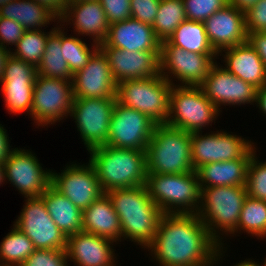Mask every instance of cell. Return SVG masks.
Instances as JSON below:
<instances>
[{
    "label": "cell",
    "mask_w": 266,
    "mask_h": 266,
    "mask_svg": "<svg viewBox=\"0 0 266 266\" xmlns=\"http://www.w3.org/2000/svg\"><path fill=\"white\" fill-rule=\"evenodd\" d=\"M148 248L162 266H213L221 247L196 213H173L161 216Z\"/></svg>",
    "instance_id": "6da1fadb"
},
{
    "label": "cell",
    "mask_w": 266,
    "mask_h": 266,
    "mask_svg": "<svg viewBox=\"0 0 266 266\" xmlns=\"http://www.w3.org/2000/svg\"><path fill=\"white\" fill-rule=\"evenodd\" d=\"M121 223V236L148 247L156 235L163 212L139 185L106 192Z\"/></svg>",
    "instance_id": "7a4b0ae2"
},
{
    "label": "cell",
    "mask_w": 266,
    "mask_h": 266,
    "mask_svg": "<svg viewBox=\"0 0 266 266\" xmlns=\"http://www.w3.org/2000/svg\"><path fill=\"white\" fill-rule=\"evenodd\" d=\"M90 152L103 192L145 185L147 175L146 151L115 148L108 145L95 147Z\"/></svg>",
    "instance_id": "3957f363"
},
{
    "label": "cell",
    "mask_w": 266,
    "mask_h": 266,
    "mask_svg": "<svg viewBox=\"0 0 266 266\" xmlns=\"http://www.w3.org/2000/svg\"><path fill=\"white\" fill-rule=\"evenodd\" d=\"M147 173L181 174L194 171L191 133L168 124H156L146 149Z\"/></svg>",
    "instance_id": "277c9868"
},
{
    "label": "cell",
    "mask_w": 266,
    "mask_h": 266,
    "mask_svg": "<svg viewBox=\"0 0 266 266\" xmlns=\"http://www.w3.org/2000/svg\"><path fill=\"white\" fill-rule=\"evenodd\" d=\"M144 186L163 214H194L198 210L200 187L196 171L181 174L147 173Z\"/></svg>",
    "instance_id": "5b68a950"
},
{
    "label": "cell",
    "mask_w": 266,
    "mask_h": 266,
    "mask_svg": "<svg viewBox=\"0 0 266 266\" xmlns=\"http://www.w3.org/2000/svg\"><path fill=\"white\" fill-rule=\"evenodd\" d=\"M246 197V186L200 188V205L202 207L198 208L196 214L207 227L210 236L219 245L222 244L219 243L220 236L216 235L218 231L214 228H221V231L224 230L230 234L237 232L240 212Z\"/></svg>",
    "instance_id": "8992f818"
},
{
    "label": "cell",
    "mask_w": 266,
    "mask_h": 266,
    "mask_svg": "<svg viewBox=\"0 0 266 266\" xmlns=\"http://www.w3.org/2000/svg\"><path fill=\"white\" fill-rule=\"evenodd\" d=\"M172 84L160 73L145 79L117 83L116 100L146 114L156 124H166Z\"/></svg>",
    "instance_id": "52a82bcc"
},
{
    "label": "cell",
    "mask_w": 266,
    "mask_h": 266,
    "mask_svg": "<svg viewBox=\"0 0 266 266\" xmlns=\"http://www.w3.org/2000/svg\"><path fill=\"white\" fill-rule=\"evenodd\" d=\"M218 112L200 86H171L166 124L188 133L200 132Z\"/></svg>",
    "instance_id": "ba28073f"
},
{
    "label": "cell",
    "mask_w": 266,
    "mask_h": 266,
    "mask_svg": "<svg viewBox=\"0 0 266 266\" xmlns=\"http://www.w3.org/2000/svg\"><path fill=\"white\" fill-rule=\"evenodd\" d=\"M156 123L146 114L124 106L116 100L106 145L115 148L146 151Z\"/></svg>",
    "instance_id": "9c48e42d"
},
{
    "label": "cell",
    "mask_w": 266,
    "mask_h": 266,
    "mask_svg": "<svg viewBox=\"0 0 266 266\" xmlns=\"http://www.w3.org/2000/svg\"><path fill=\"white\" fill-rule=\"evenodd\" d=\"M73 99L72 81L37 75L33 87L31 115L41 125L55 123L71 112Z\"/></svg>",
    "instance_id": "30bf717a"
},
{
    "label": "cell",
    "mask_w": 266,
    "mask_h": 266,
    "mask_svg": "<svg viewBox=\"0 0 266 266\" xmlns=\"http://www.w3.org/2000/svg\"><path fill=\"white\" fill-rule=\"evenodd\" d=\"M116 98H74L71 116L87 147L91 150L104 146L108 140V130Z\"/></svg>",
    "instance_id": "8fae6325"
},
{
    "label": "cell",
    "mask_w": 266,
    "mask_h": 266,
    "mask_svg": "<svg viewBox=\"0 0 266 266\" xmlns=\"http://www.w3.org/2000/svg\"><path fill=\"white\" fill-rule=\"evenodd\" d=\"M191 133V160L194 171L200 166L213 163L251 157L255 152L251 141L227 132L209 135Z\"/></svg>",
    "instance_id": "7c38bea8"
},
{
    "label": "cell",
    "mask_w": 266,
    "mask_h": 266,
    "mask_svg": "<svg viewBox=\"0 0 266 266\" xmlns=\"http://www.w3.org/2000/svg\"><path fill=\"white\" fill-rule=\"evenodd\" d=\"M218 54H198L173 46L168 40L161 43L160 74L174 85L166 73H172L183 86H200L214 65ZM214 57V58H213ZM168 70V72H164Z\"/></svg>",
    "instance_id": "4fadbf2b"
},
{
    "label": "cell",
    "mask_w": 266,
    "mask_h": 266,
    "mask_svg": "<svg viewBox=\"0 0 266 266\" xmlns=\"http://www.w3.org/2000/svg\"><path fill=\"white\" fill-rule=\"evenodd\" d=\"M33 243L35 249H66L67 237L54 223L43 198H27L15 224Z\"/></svg>",
    "instance_id": "5bb4252c"
},
{
    "label": "cell",
    "mask_w": 266,
    "mask_h": 266,
    "mask_svg": "<svg viewBox=\"0 0 266 266\" xmlns=\"http://www.w3.org/2000/svg\"><path fill=\"white\" fill-rule=\"evenodd\" d=\"M3 165L5 178L26 198L42 196L51 185V171L43 170L31 151L15 148Z\"/></svg>",
    "instance_id": "9a60e30c"
},
{
    "label": "cell",
    "mask_w": 266,
    "mask_h": 266,
    "mask_svg": "<svg viewBox=\"0 0 266 266\" xmlns=\"http://www.w3.org/2000/svg\"><path fill=\"white\" fill-rule=\"evenodd\" d=\"M51 185L81 210L88 208L104 193L90 162L88 166L75 163L61 174L51 171Z\"/></svg>",
    "instance_id": "2e32d148"
},
{
    "label": "cell",
    "mask_w": 266,
    "mask_h": 266,
    "mask_svg": "<svg viewBox=\"0 0 266 266\" xmlns=\"http://www.w3.org/2000/svg\"><path fill=\"white\" fill-rule=\"evenodd\" d=\"M99 49L107 57L112 76L117 83L145 79L160 73V51H127L107 46Z\"/></svg>",
    "instance_id": "e0dca14e"
},
{
    "label": "cell",
    "mask_w": 266,
    "mask_h": 266,
    "mask_svg": "<svg viewBox=\"0 0 266 266\" xmlns=\"http://www.w3.org/2000/svg\"><path fill=\"white\" fill-rule=\"evenodd\" d=\"M210 102L219 109L220 104H245L256 102L257 88L231 74L215 63L200 85Z\"/></svg>",
    "instance_id": "ac0fdd59"
},
{
    "label": "cell",
    "mask_w": 266,
    "mask_h": 266,
    "mask_svg": "<svg viewBox=\"0 0 266 266\" xmlns=\"http://www.w3.org/2000/svg\"><path fill=\"white\" fill-rule=\"evenodd\" d=\"M72 83L74 98H116L117 82L100 49L73 75Z\"/></svg>",
    "instance_id": "d6986e66"
},
{
    "label": "cell",
    "mask_w": 266,
    "mask_h": 266,
    "mask_svg": "<svg viewBox=\"0 0 266 266\" xmlns=\"http://www.w3.org/2000/svg\"><path fill=\"white\" fill-rule=\"evenodd\" d=\"M204 25L209 43L217 54L247 41L245 13L230 4L208 17Z\"/></svg>",
    "instance_id": "ffe728a7"
},
{
    "label": "cell",
    "mask_w": 266,
    "mask_h": 266,
    "mask_svg": "<svg viewBox=\"0 0 266 266\" xmlns=\"http://www.w3.org/2000/svg\"><path fill=\"white\" fill-rule=\"evenodd\" d=\"M104 43L107 46L131 52L160 51L161 49V42L157 39L152 25L133 18L110 24Z\"/></svg>",
    "instance_id": "44dd1931"
},
{
    "label": "cell",
    "mask_w": 266,
    "mask_h": 266,
    "mask_svg": "<svg viewBox=\"0 0 266 266\" xmlns=\"http://www.w3.org/2000/svg\"><path fill=\"white\" fill-rule=\"evenodd\" d=\"M113 242L85 231L77 232L67 237L68 259L78 266H113L114 251L110 246Z\"/></svg>",
    "instance_id": "7402d4cb"
},
{
    "label": "cell",
    "mask_w": 266,
    "mask_h": 266,
    "mask_svg": "<svg viewBox=\"0 0 266 266\" xmlns=\"http://www.w3.org/2000/svg\"><path fill=\"white\" fill-rule=\"evenodd\" d=\"M70 14L78 34L92 35L95 44L105 41L109 31V24L99 0L69 2L59 21L70 22L72 20Z\"/></svg>",
    "instance_id": "603a6c76"
},
{
    "label": "cell",
    "mask_w": 266,
    "mask_h": 266,
    "mask_svg": "<svg viewBox=\"0 0 266 266\" xmlns=\"http://www.w3.org/2000/svg\"><path fill=\"white\" fill-rule=\"evenodd\" d=\"M226 69L243 81L259 89L266 85V67L248 41L224 49Z\"/></svg>",
    "instance_id": "cb8c5ba5"
},
{
    "label": "cell",
    "mask_w": 266,
    "mask_h": 266,
    "mask_svg": "<svg viewBox=\"0 0 266 266\" xmlns=\"http://www.w3.org/2000/svg\"><path fill=\"white\" fill-rule=\"evenodd\" d=\"M82 231L115 242L120 240L122 231L120 219L106 193L82 210Z\"/></svg>",
    "instance_id": "d4e9b609"
},
{
    "label": "cell",
    "mask_w": 266,
    "mask_h": 266,
    "mask_svg": "<svg viewBox=\"0 0 266 266\" xmlns=\"http://www.w3.org/2000/svg\"><path fill=\"white\" fill-rule=\"evenodd\" d=\"M250 158L241 157L200 166L196 170L199 187L246 186Z\"/></svg>",
    "instance_id": "484cf974"
},
{
    "label": "cell",
    "mask_w": 266,
    "mask_h": 266,
    "mask_svg": "<svg viewBox=\"0 0 266 266\" xmlns=\"http://www.w3.org/2000/svg\"><path fill=\"white\" fill-rule=\"evenodd\" d=\"M54 223L68 237L82 231V210L50 185L41 196Z\"/></svg>",
    "instance_id": "4316f807"
},
{
    "label": "cell",
    "mask_w": 266,
    "mask_h": 266,
    "mask_svg": "<svg viewBox=\"0 0 266 266\" xmlns=\"http://www.w3.org/2000/svg\"><path fill=\"white\" fill-rule=\"evenodd\" d=\"M0 17L18 22L25 30H36V27L38 30L56 18L45 6L34 0H12L0 8Z\"/></svg>",
    "instance_id": "83f0119b"
},
{
    "label": "cell",
    "mask_w": 266,
    "mask_h": 266,
    "mask_svg": "<svg viewBox=\"0 0 266 266\" xmlns=\"http://www.w3.org/2000/svg\"><path fill=\"white\" fill-rule=\"evenodd\" d=\"M37 75L66 81L73 80V74L63 58V49L61 48V29L58 27H54L49 32L45 52L37 67Z\"/></svg>",
    "instance_id": "f1b7e54d"
},
{
    "label": "cell",
    "mask_w": 266,
    "mask_h": 266,
    "mask_svg": "<svg viewBox=\"0 0 266 266\" xmlns=\"http://www.w3.org/2000/svg\"><path fill=\"white\" fill-rule=\"evenodd\" d=\"M168 41L179 48L198 54H217L207 38L204 22L183 21Z\"/></svg>",
    "instance_id": "f546056e"
},
{
    "label": "cell",
    "mask_w": 266,
    "mask_h": 266,
    "mask_svg": "<svg viewBox=\"0 0 266 266\" xmlns=\"http://www.w3.org/2000/svg\"><path fill=\"white\" fill-rule=\"evenodd\" d=\"M186 20L183 0H160L152 28L157 39L167 41L175 29Z\"/></svg>",
    "instance_id": "4dcf8cb0"
},
{
    "label": "cell",
    "mask_w": 266,
    "mask_h": 266,
    "mask_svg": "<svg viewBox=\"0 0 266 266\" xmlns=\"http://www.w3.org/2000/svg\"><path fill=\"white\" fill-rule=\"evenodd\" d=\"M0 245V266H21L35 251L32 241L15 225Z\"/></svg>",
    "instance_id": "1f68e13d"
},
{
    "label": "cell",
    "mask_w": 266,
    "mask_h": 266,
    "mask_svg": "<svg viewBox=\"0 0 266 266\" xmlns=\"http://www.w3.org/2000/svg\"><path fill=\"white\" fill-rule=\"evenodd\" d=\"M237 229L261 238L266 237V201L247 195L242 205Z\"/></svg>",
    "instance_id": "d6a6232c"
},
{
    "label": "cell",
    "mask_w": 266,
    "mask_h": 266,
    "mask_svg": "<svg viewBox=\"0 0 266 266\" xmlns=\"http://www.w3.org/2000/svg\"><path fill=\"white\" fill-rule=\"evenodd\" d=\"M1 82L7 110L12 113H20L27 110L31 115L35 81Z\"/></svg>",
    "instance_id": "836d02e7"
},
{
    "label": "cell",
    "mask_w": 266,
    "mask_h": 266,
    "mask_svg": "<svg viewBox=\"0 0 266 266\" xmlns=\"http://www.w3.org/2000/svg\"><path fill=\"white\" fill-rule=\"evenodd\" d=\"M48 37L49 33L46 35L39 29L25 30L23 36L15 45L16 51L11 52V54L37 68L45 52Z\"/></svg>",
    "instance_id": "e575fe53"
},
{
    "label": "cell",
    "mask_w": 266,
    "mask_h": 266,
    "mask_svg": "<svg viewBox=\"0 0 266 266\" xmlns=\"http://www.w3.org/2000/svg\"><path fill=\"white\" fill-rule=\"evenodd\" d=\"M94 50L90 51L87 44L78 37H66L61 29V48L63 49V58L68 64L71 73L74 75L77 71L83 69L92 55L99 49V44L93 45Z\"/></svg>",
    "instance_id": "d590c367"
},
{
    "label": "cell",
    "mask_w": 266,
    "mask_h": 266,
    "mask_svg": "<svg viewBox=\"0 0 266 266\" xmlns=\"http://www.w3.org/2000/svg\"><path fill=\"white\" fill-rule=\"evenodd\" d=\"M255 152L250 158L247 171L246 189L247 195L266 201V162L258 163Z\"/></svg>",
    "instance_id": "8d00e7d4"
},
{
    "label": "cell",
    "mask_w": 266,
    "mask_h": 266,
    "mask_svg": "<svg viewBox=\"0 0 266 266\" xmlns=\"http://www.w3.org/2000/svg\"><path fill=\"white\" fill-rule=\"evenodd\" d=\"M186 20L204 22L216 11L229 4V0H183Z\"/></svg>",
    "instance_id": "74e56055"
},
{
    "label": "cell",
    "mask_w": 266,
    "mask_h": 266,
    "mask_svg": "<svg viewBox=\"0 0 266 266\" xmlns=\"http://www.w3.org/2000/svg\"><path fill=\"white\" fill-rule=\"evenodd\" d=\"M37 68L10 54L2 81H35Z\"/></svg>",
    "instance_id": "f35d334b"
},
{
    "label": "cell",
    "mask_w": 266,
    "mask_h": 266,
    "mask_svg": "<svg viewBox=\"0 0 266 266\" xmlns=\"http://www.w3.org/2000/svg\"><path fill=\"white\" fill-rule=\"evenodd\" d=\"M66 249H35L21 266H68Z\"/></svg>",
    "instance_id": "ab89813d"
},
{
    "label": "cell",
    "mask_w": 266,
    "mask_h": 266,
    "mask_svg": "<svg viewBox=\"0 0 266 266\" xmlns=\"http://www.w3.org/2000/svg\"><path fill=\"white\" fill-rule=\"evenodd\" d=\"M105 11L108 24L131 18V0H99Z\"/></svg>",
    "instance_id": "60d3db41"
},
{
    "label": "cell",
    "mask_w": 266,
    "mask_h": 266,
    "mask_svg": "<svg viewBox=\"0 0 266 266\" xmlns=\"http://www.w3.org/2000/svg\"><path fill=\"white\" fill-rule=\"evenodd\" d=\"M131 18L142 23H154L160 0H131Z\"/></svg>",
    "instance_id": "b9f144b4"
},
{
    "label": "cell",
    "mask_w": 266,
    "mask_h": 266,
    "mask_svg": "<svg viewBox=\"0 0 266 266\" xmlns=\"http://www.w3.org/2000/svg\"><path fill=\"white\" fill-rule=\"evenodd\" d=\"M245 24L247 34L266 32V0H259L245 12Z\"/></svg>",
    "instance_id": "7bdbcfd3"
},
{
    "label": "cell",
    "mask_w": 266,
    "mask_h": 266,
    "mask_svg": "<svg viewBox=\"0 0 266 266\" xmlns=\"http://www.w3.org/2000/svg\"><path fill=\"white\" fill-rule=\"evenodd\" d=\"M25 29L18 22L0 17V45L6 48L5 44L16 45L23 36ZM5 43V44H4Z\"/></svg>",
    "instance_id": "ee69618b"
},
{
    "label": "cell",
    "mask_w": 266,
    "mask_h": 266,
    "mask_svg": "<svg viewBox=\"0 0 266 266\" xmlns=\"http://www.w3.org/2000/svg\"><path fill=\"white\" fill-rule=\"evenodd\" d=\"M247 41L256 50L266 67V32L248 33Z\"/></svg>",
    "instance_id": "f6af8a7d"
},
{
    "label": "cell",
    "mask_w": 266,
    "mask_h": 266,
    "mask_svg": "<svg viewBox=\"0 0 266 266\" xmlns=\"http://www.w3.org/2000/svg\"><path fill=\"white\" fill-rule=\"evenodd\" d=\"M42 6H45L49 11H51L59 19L64 11L66 10L68 0H34Z\"/></svg>",
    "instance_id": "bcb514c9"
},
{
    "label": "cell",
    "mask_w": 266,
    "mask_h": 266,
    "mask_svg": "<svg viewBox=\"0 0 266 266\" xmlns=\"http://www.w3.org/2000/svg\"><path fill=\"white\" fill-rule=\"evenodd\" d=\"M5 130L6 129H4L3 126H1L0 124V163H4V161L13 151L9 148L10 144Z\"/></svg>",
    "instance_id": "7dc6e473"
},
{
    "label": "cell",
    "mask_w": 266,
    "mask_h": 266,
    "mask_svg": "<svg viewBox=\"0 0 266 266\" xmlns=\"http://www.w3.org/2000/svg\"><path fill=\"white\" fill-rule=\"evenodd\" d=\"M259 0H229V4L244 13L253 7Z\"/></svg>",
    "instance_id": "c3c4849f"
},
{
    "label": "cell",
    "mask_w": 266,
    "mask_h": 266,
    "mask_svg": "<svg viewBox=\"0 0 266 266\" xmlns=\"http://www.w3.org/2000/svg\"><path fill=\"white\" fill-rule=\"evenodd\" d=\"M256 103H258L260 110L266 114V85L257 89Z\"/></svg>",
    "instance_id": "681fc988"
},
{
    "label": "cell",
    "mask_w": 266,
    "mask_h": 266,
    "mask_svg": "<svg viewBox=\"0 0 266 266\" xmlns=\"http://www.w3.org/2000/svg\"><path fill=\"white\" fill-rule=\"evenodd\" d=\"M11 52L0 45V83L4 76L5 65Z\"/></svg>",
    "instance_id": "f907efd6"
},
{
    "label": "cell",
    "mask_w": 266,
    "mask_h": 266,
    "mask_svg": "<svg viewBox=\"0 0 266 266\" xmlns=\"http://www.w3.org/2000/svg\"><path fill=\"white\" fill-rule=\"evenodd\" d=\"M234 266H260V265L256 264L255 262H252L250 260H248V261L245 260V261H243L241 263H238V264H236Z\"/></svg>",
    "instance_id": "816d5d0a"
},
{
    "label": "cell",
    "mask_w": 266,
    "mask_h": 266,
    "mask_svg": "<svg viewBox=\"0 0 266 266\" xmlns=\"http://www.w3.org/2000/svg\"><path fill=\"white\" fill-rule=\"evenodd\" d=\"M5 179V173H4V165L3 163H0V184Z\"/></svg>",
    "instance_id": "f5cc1de1"
},
{
    "label": "cell",
    "mask_w": 266,
    "mask_h": 266,
    "mask_svg": "<svg viewBox=\"0 0 266 266\" xmlns=\"http://www.w3.org/2000/svg\"><path fill=\"white\" fill-rule=\"evenodd\" d=\"M12 0H0V8L4 5H6L7 3H9Z\"/></svg>",
    "instance_id": "db71d44e"
},
{
    "label": "cell",
    "mask_w": 266,
    "mask_h": 266,
    "mask_svg": "<svg viewBox=\"0 0 266 266\" xmlns=\"http://www.w3.org/2000/svg\"><path fill=\"white\" fill-rule=\"evenodd\" d=\"M80 1H88V0H68V2H80Z\"/></svg>",
    "instance_id": "11a10c76"
}]
</instances>
